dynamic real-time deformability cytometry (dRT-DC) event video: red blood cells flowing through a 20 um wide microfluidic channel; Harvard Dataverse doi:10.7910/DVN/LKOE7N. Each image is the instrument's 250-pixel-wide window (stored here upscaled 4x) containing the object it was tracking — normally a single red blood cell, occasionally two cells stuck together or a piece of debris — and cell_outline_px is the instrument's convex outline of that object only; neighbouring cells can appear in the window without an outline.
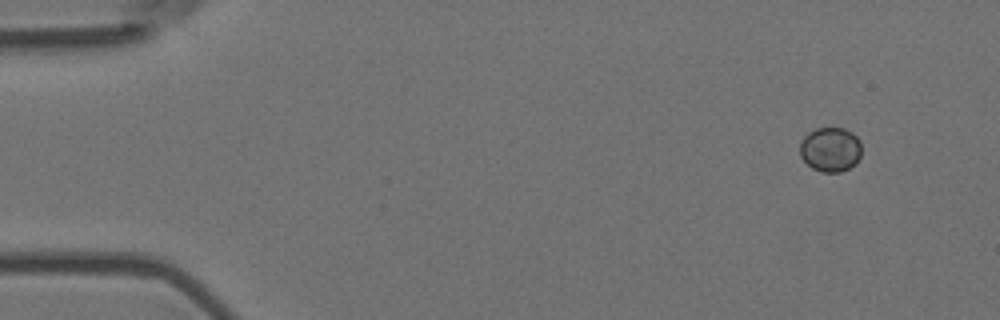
{"species": "Egyptian fruit bat (a non-hibernating species)", "species_latin": "Rousettus aegyptiacus", "temperature_condition": "room temperature", "stored_images_in_passage": 5, "camera_frame_rate_fps": 3000, "um_per_image_px": 0.085, "animal": {"sex": "female"}, "frame": {"image": 1, "passage_image": 1, "time_ms": 0.0, "image_size_px": [1000, 320], "cell_outline_px": [[860, 156], [856, 164], [840, 172], [820, 172], [812, 168], [800, 156], [800, 144], [804, 136], [808, 132], [816, 128], [844, 128], [852, 132], [860, 140]], "centroid_in_image_um": [70.58, 12.7], "position_along_channel_um": 14.4, "area_um2": 16.07}}
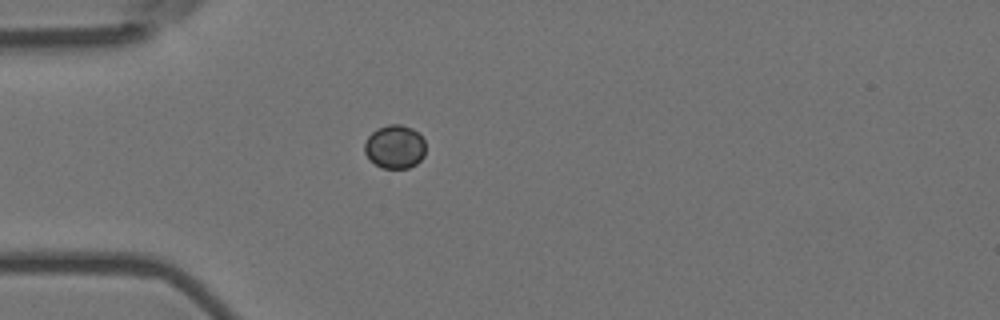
{"frame": {"image": 2, "passage_image": 4, "time_ms": 1.0, "image_size_px": [1000, 320], "cell_outline_px": [[424, 156], [416, 164], [408, 168], [380, 168], [364, 152], [364, 144], [368, 136], [376, 128], [388, 124], [400, 124], [412, 128], [424, 140]], "centroid_in_image_um": [33.54, 12.46], "position_along_channel_um": 51.5, "area_um2": 15.43}}